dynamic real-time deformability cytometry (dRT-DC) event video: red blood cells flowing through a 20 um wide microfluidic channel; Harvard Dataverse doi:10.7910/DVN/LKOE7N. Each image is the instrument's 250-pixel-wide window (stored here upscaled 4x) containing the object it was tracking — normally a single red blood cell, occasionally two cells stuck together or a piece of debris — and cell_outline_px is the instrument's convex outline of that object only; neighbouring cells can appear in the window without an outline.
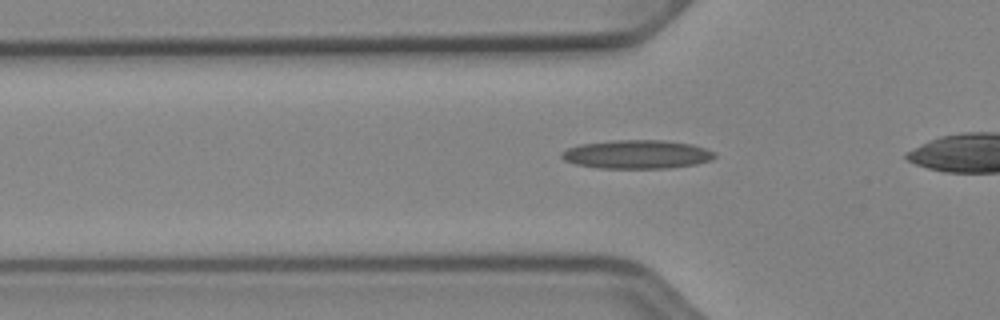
{"species": "Egyptian fruit bat (a non-hibernating species)", "species_latin": "Rousettus aegyptiacus", "temperature_condition": "cold", "stored_images_in_passage": 38, "camera_frame_rate_fps": 3000, "um_per_image_px": 0.085, "animal": {"sex": "female"}, "frame": {"image": 1, "passage_image": 13, "time_ms": 4.0, "image_size_px": [1000, 320], "cell_outline_px": [[716, 156], [712, 160], [696, 164], [668, 168], [600, 168], [576, 164], [564, 160], [560, 156], [560, 152], [568, 148], [580, 144], [612, 140], [664, 140], [692, 144], [716, 152]], "centroid_in_image_um": [54.15, 13.11], "position_along_channel_um": 71.7, "area_um2": 25.66}}
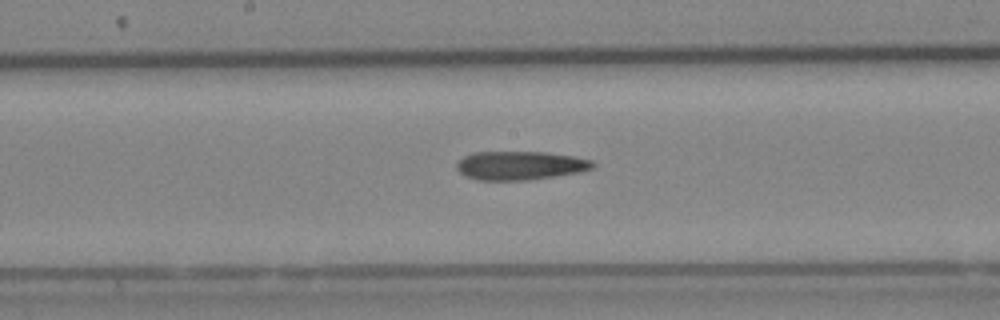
{"frame": {"image": 2, "passage_image": 23, "time_ms": 7.333, "image_size_px": [1000, 320], "cell_outline_px": [[596, 164], [592, 168], [580, 172], [528, 180], [480, 180], [468, 176], [460, 172], [456, 168], [456, 164], [464, 156], [472, 152], [548, 152], [572, 156], [592, 160]], "centroid_in_image_um": [44.23, 14.06], "position_along_channel_um": 204.0, "area_um2": 22.66}}
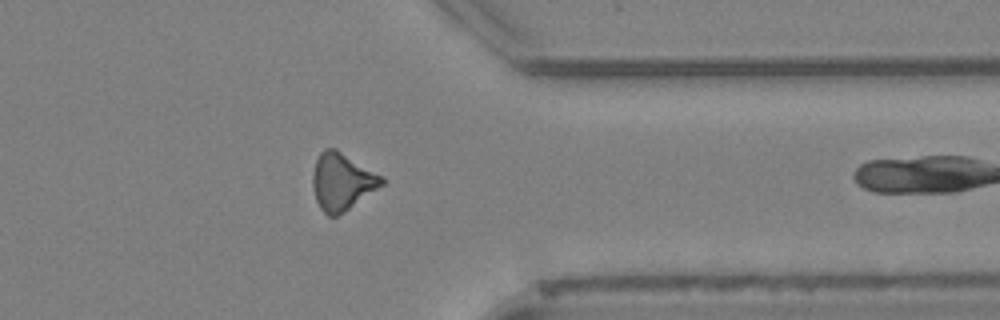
{"frame": {"image": 3, "passage_image": 37, "time_ms": 12.0, "image_size_px": [1000, 320], "cell_outline_px": [[384, 184], [344, 212], [336, 216], [328, 216], [320, 208], [316, 200], [312, 184], [312, 176], [316, 160], [320, 152], [324, 148], [336, 148], [384, 176]], "centroid_in_image_um": [29.07, 15.42], "position_along_channel_um": 382.3, "area_um2": 23.06}}